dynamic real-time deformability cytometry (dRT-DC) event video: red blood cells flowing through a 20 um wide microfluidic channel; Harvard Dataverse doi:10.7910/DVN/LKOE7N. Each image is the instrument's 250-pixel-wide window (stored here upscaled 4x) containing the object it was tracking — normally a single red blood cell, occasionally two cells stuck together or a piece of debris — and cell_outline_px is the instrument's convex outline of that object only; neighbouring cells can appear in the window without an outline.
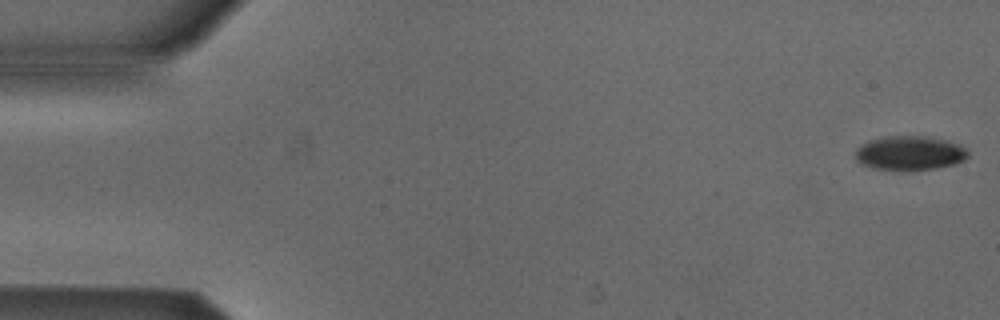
{"species": "Egyptian fruit bat (a non-hibernating species)", "species_latin": "Rousettus aegyptiacus", "temperature_condition": "cold", "stored_images_in_passage": 52, "camera_frame_rate_fps": 3000, "um_per_image_px": 0.085, "animal": {"sex": "male"}, "frame": {"image": 1, "passage_image": 1, "time_ms": 0.0, "image_size_px": [1000, 320], "cell_outline_px": [[968, 156], [964, 160], [956, 164], [936, 168], [908, 172], [904, 172], [872, 168], [860, 164], [856, 160], [856, 148], [868, 140], [888, 136], [928, 136], [948, 140], [960, 144], [968, 152]], "centroid_in_image_um": [77.32, 13.03], "position_along_channel_um": 7.7, "area_um2": 23.12}}
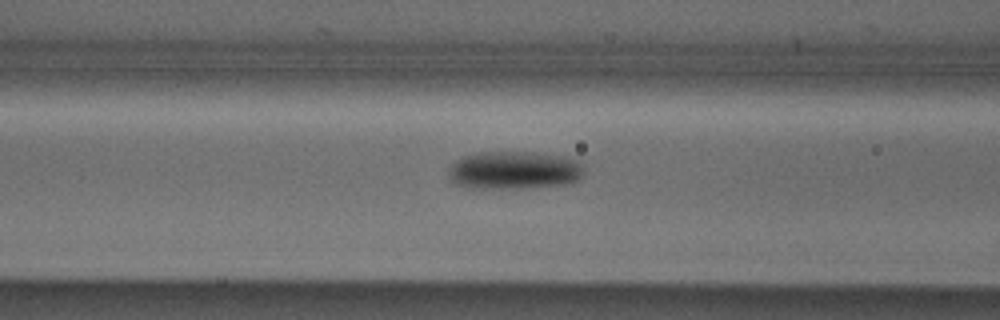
{"frame": {"image": 2, "passage_image": 21, "time_ms": 6.667, "image_size_px": [1000, 320], "cell_outline_px": [[580, 180], [568, 184], [528, 188], [484, 188], [456, 184], [448, 180], [448, 172], [452, 164], [464, 156], [480, 152], [532, 152], [560, 156], [580, 160]], "centroid_in_image_um": [43.69, 14.47], "position_along_channel_um": 122.9, "area_um2": 29.82}}
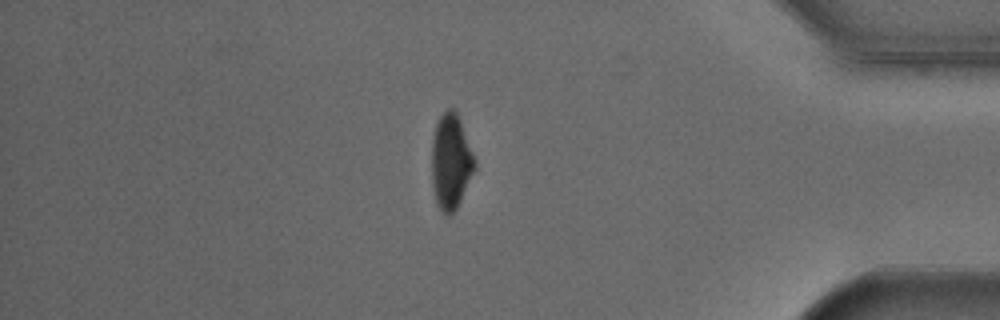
{"frame": {"image": 3, "passage_image": 45, "time_ms": 14.667, "image_size_px": [1000, 320], "cell_outline_px": [[476, 168], [456, 208], [448, 216], [436, 204], [432, 184], [432, 140], [436, 124], [440, 116], [448, 108], [452, 108], [456, 112], [460, 120], [476, 160]], "centroid_in_image_um": [38.32, 13.73], "position_along_channel_um": 396.9, "area_um2": 23.64}, "authors_computed_cell_mechanics": {"area_um2": 25.8944, "velocity_mm_per_s": 3.8627, "shape_relaxation_time_tau1_ms": 2.8063, "shape_relaxation_time_tau2_ms": null, "deformation_change_tau1": 0.1085, "deformation_change_tau2": null}}